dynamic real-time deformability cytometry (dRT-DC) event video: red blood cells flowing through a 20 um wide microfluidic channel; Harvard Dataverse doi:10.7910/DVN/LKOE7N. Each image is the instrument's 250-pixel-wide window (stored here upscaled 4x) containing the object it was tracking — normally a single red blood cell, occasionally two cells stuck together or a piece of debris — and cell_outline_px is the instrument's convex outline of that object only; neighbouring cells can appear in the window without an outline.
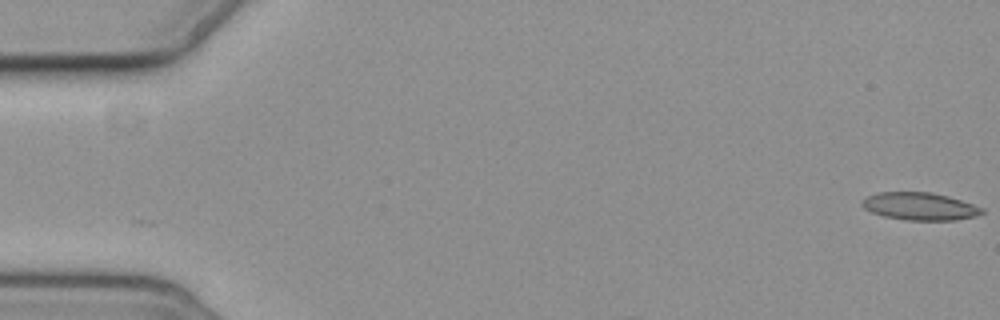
{"species": "common noctule bat (a hibernating species)", "species_latin": "Nyctalus noctula", "temperature_condition": "cold", "stored_images_in_passage": 4, "camera_frame_rate_fps": 3000, "um_per_image_px": 0.085, "animal": {"sex": "female", "body_mass_g": 19.3, "forearm_length_mm": 54.1}, "frame": {"image": 1, "passage_image": 1, "time_ms": 0.0, "image_size_px": [1000, 320], "cell_outline_px": [[984, 212], [976, 216], [956, 220], [904, 220], [884, 216], [872, 212], [864, 208], [860, 204], [860, 200], [876, 192], [932, 192], [948, 196], [984, 208]], "centroid_in_image_um": [78.16, 17.53], "position_along_channel_um": 6.8, "area_um2": 19.36}}